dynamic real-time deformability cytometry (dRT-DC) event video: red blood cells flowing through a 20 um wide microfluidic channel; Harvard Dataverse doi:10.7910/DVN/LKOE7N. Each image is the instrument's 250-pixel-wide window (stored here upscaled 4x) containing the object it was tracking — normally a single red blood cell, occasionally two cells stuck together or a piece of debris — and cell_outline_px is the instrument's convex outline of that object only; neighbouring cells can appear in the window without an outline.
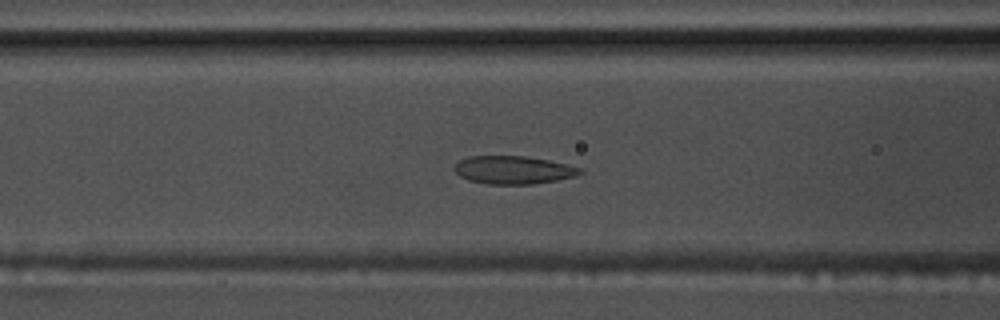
{"species": "common noctule bat (a hibernating species)", "species_latin": "Nyctalus noctula", "temperature_condition": "warm", "stored_images_in_passage": 57, "camera_frame_rate_fps": 3000, "um_per_image_px": 0.085, "animal": {"sex": "male", "body_mass_g": 17.5, "forearm_length_mm": 52.3}, "frame": {"image": 1, "passage_image": 23, "time_ms": 7.333, "image_size_px": [1000, 320], "cell_outline_px": [[584, 172], [572, 176], [556, 180], [532, 184], [488, 184], [468, 180], [460, 176], [452, 168], [460, 160], [468, 156], [524, 156], [548, 160], [568, 164], [580, 168]], "centroid_in_image_um": [43.6, 14.44], "position_along_channel_um": 123.0, "area_um2": 20.4}}
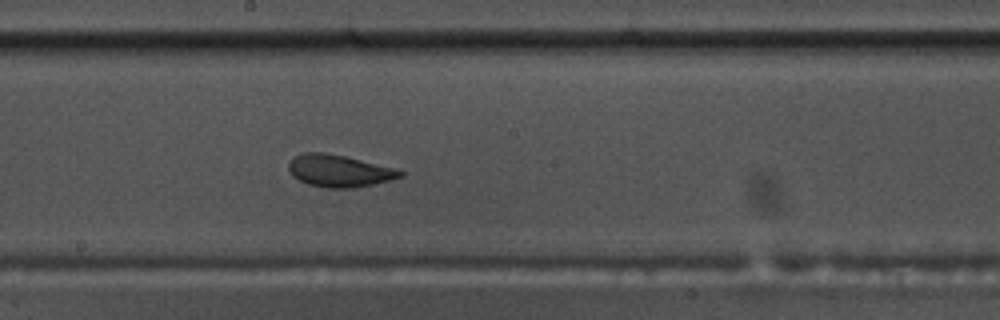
{"frame": {"image": 2, "passage_image": 31, "time_ms": 10.0, "image_size_px": [1000, 320], "cell_outline_px": [[404, 176], [372, 184], [352, 188], [324, 188], [308, 184], [292, 176], [288, 168], [288, 164], [296, 156], [304, 152], [324, 152], [344, 156], [396, 168], [404, 172]], "centroid_in_image_um": [28.82, 14.52], "position_along_channel_um": 219.4, "area_um2": 20.75}}
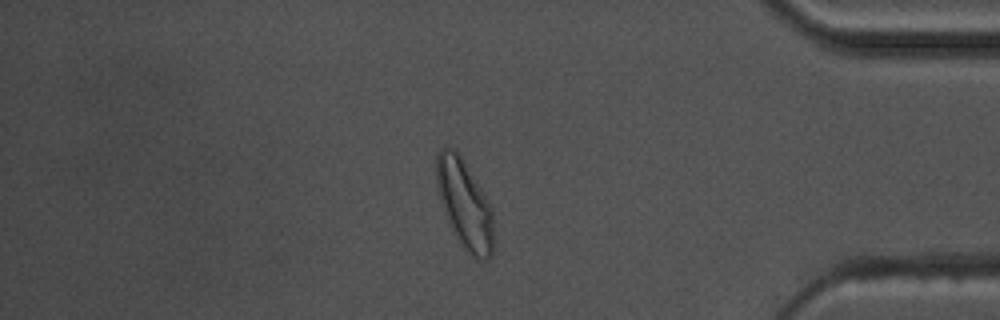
{"frame": {"image": 3, "passage_image": 48, "time_ms": 15.667, "image_size_px": [1000, 320], "cell_outline_px": [[492, 256], [484, 260], [476, 260], [468, 252], [456, 236], [448, 220], [440, 200], [436, 184], [436, 156], [440, 148], [452, 148], [464, 160], [480, 188], [492, 212]], "centroid_in_image_um": [39.46, 17.35], "position_along_channel_um": 395.7, "area_um2": 28.73}, "authors_computed_cell_mechanics": {"area_um2": 22.6576, "velocity_mm_per_s": 3.628, "shape_relaxation_time_tau1_ms": 9.2215, "shape_relaxation_time_tau2_ms": 1.4106, "deformation_change_tau1": 0.1937, "deformation_change_tau2": 0.069}}